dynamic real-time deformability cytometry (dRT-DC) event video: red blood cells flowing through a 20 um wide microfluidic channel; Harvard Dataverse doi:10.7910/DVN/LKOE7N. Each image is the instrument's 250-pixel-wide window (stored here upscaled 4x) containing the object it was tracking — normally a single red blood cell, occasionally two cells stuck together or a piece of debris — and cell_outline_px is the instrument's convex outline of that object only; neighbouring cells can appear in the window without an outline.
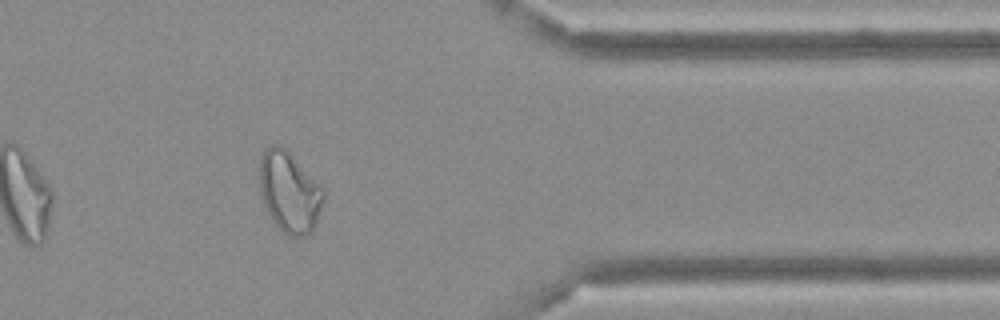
{"species": "Egyptian fruit bat (a non-hibernating species)", "species_latin": "Rousettus aegyptiacus", "temperature_condition": "cold", "stored_images_in_passage": 39, "camera_frame_rate_fps": 3000, "um_per_image_px": 0.085, "frame": {"image": 1, "passage_image": 34, "time_ms": 11.0, "image_size_px": [1000, 320], "cell_outline_px": [[324, 196], [316, 224], [312, 232], [308, 236], [288, 236], [272, 220], [264, 204], [256, 180], [260, 156], [272, 144], [280, 144], [324, 188]], "centroid_in_image_um": [24.56, 16.32], "position_along_channel_um": 386.8, "area_um2": 30.35}}